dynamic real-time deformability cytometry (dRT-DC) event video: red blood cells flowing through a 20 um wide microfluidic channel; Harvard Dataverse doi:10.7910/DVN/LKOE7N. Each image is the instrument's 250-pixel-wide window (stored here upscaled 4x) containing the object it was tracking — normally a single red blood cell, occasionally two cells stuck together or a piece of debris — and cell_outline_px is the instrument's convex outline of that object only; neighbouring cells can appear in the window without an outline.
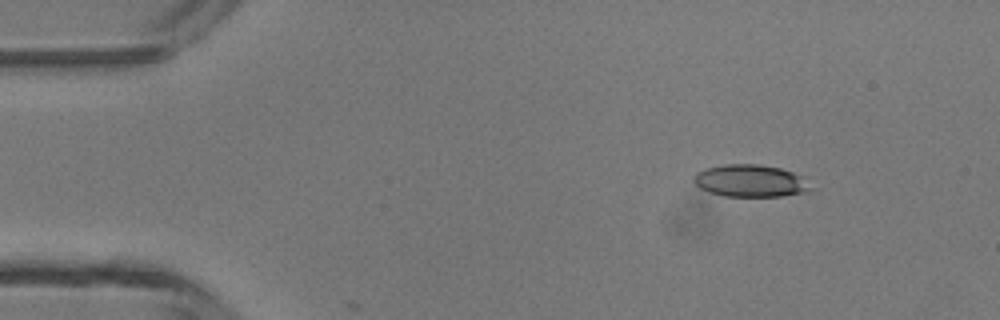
{"species": "common noctule bat (a hibernating species)", "species_latin": "Nyctalus noctula", "temperature_condition": "room temperature", "stored_images_in_passage": 42, "camera_frame_rate_fps": 3000, "um_per_image_px": 0.085, "animal": {"sex": "male", "body_mass_g": 13.3}, "frame": {"image": 1, "passage_image": 1, "time_ms": 0.0, "image_size_px": [1000, 320], "cell_outline_px": [[812, 188], [808, 192], [780, 196], [724, 196], [708, 192], [700, 188], [692, 180], [696, 172], [708, 168], [724, 164], [760, 164], [780, 168], [804, 176]], "centroid_in_image_um": [63.8, 15.37], "position_along_channel_um": 21.2, "area_um2": 22.08}}
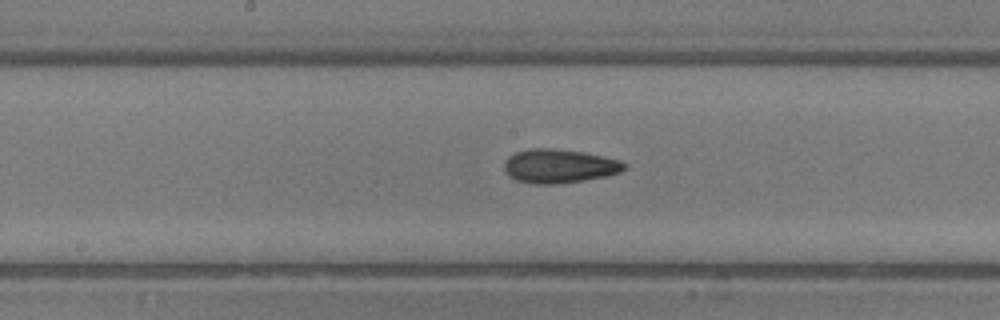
{"frame": {"image": 2, "passage_image": 19, "time_ms": 6.0, "image_size_px": [1000, 320], "cell_outline_px": [[624, 168], [620, 172], [604, 176], [584, 180], [556, 184], [532, 184], [516, 180], [508, 176], [504, 168], [504, 160], [508, 156], [516, 152], [528, 148], [552, 148], [580, 152], [604, 156], [620, 160], [624, 164]], "centroid_in_image_um": [47.46, 14.11], "position_along_channel_um": 200.7, "area_um2": 23.64}}
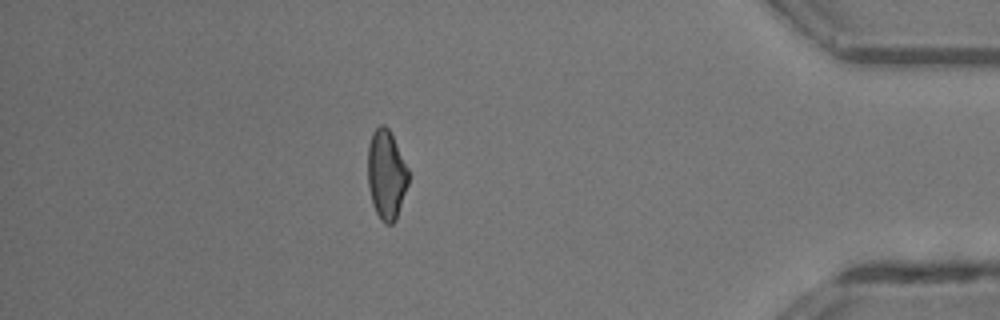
{"frame": {"image": 3, "passage_image": 36, "time_ms": 11.667, "image_size_px": [1000, 320], "cell_outline_px": [[408, 184], [396, 220], [392, 224], [384, 224], [380, 220], [372, 204], [368, 184], [368, 144], [372, 132], [380, 124], [384, 124], [388, 128], [408, 168]], "centroid_in_image_um": [32.82, 14.86], "position_along_channel_um": 402.4, "area_um2": 21.15}, "authors_computed_cell_mechanics": {"area_um2": 22.2241, "velocity_mm_per_s": 4.3751, "shape_relaxation_time_tau1_ms": 6.268, "shape_relaxation_time_tau2_ms": 4.4026, "deformation_change_tau1": 0.1458, "deformation_change_tau2": 0.1375}}